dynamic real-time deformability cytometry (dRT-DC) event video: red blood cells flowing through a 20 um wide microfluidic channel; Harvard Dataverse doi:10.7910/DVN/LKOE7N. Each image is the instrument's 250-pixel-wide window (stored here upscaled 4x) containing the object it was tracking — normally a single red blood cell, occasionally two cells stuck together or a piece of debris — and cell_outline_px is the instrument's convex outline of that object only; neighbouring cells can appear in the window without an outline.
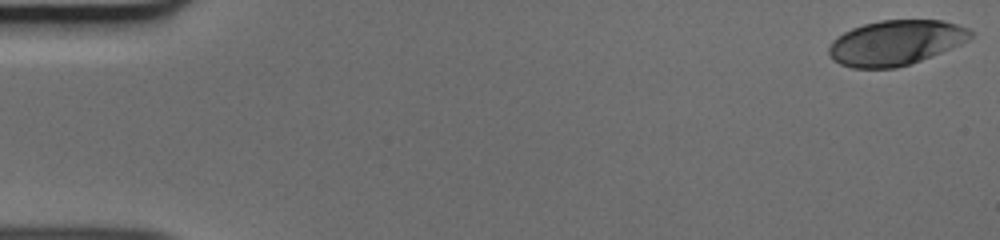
{"species": "human", "species_latin": "Homo sapiens", "temperature_condition": "cold", "stored_images_in_passage": 50, "camera_frame_rate_fps": 3000, "um_per_image_px": 0.085, "donor": {"sex": "male"}, "frame": {"image": 1, "passage_image": 1, "time_ms": 0.0, "image_size_px": [1000, 240], "cell_outline_px": [[972, 36], [968, 40], [960, 44], [932, 56], [896, 68], [852, 68], [840, 64], [832, 60], [828, 52], [828, 48], [832, 40], [844, 32], [852, 28], [864, 24], [880, 20], [944, 20], [968, 28], [972, 32]], "centroid_in_image_um": [76.11, 3.63], "position_along_channel_um": 8.9, "area_um2": 37.11}}
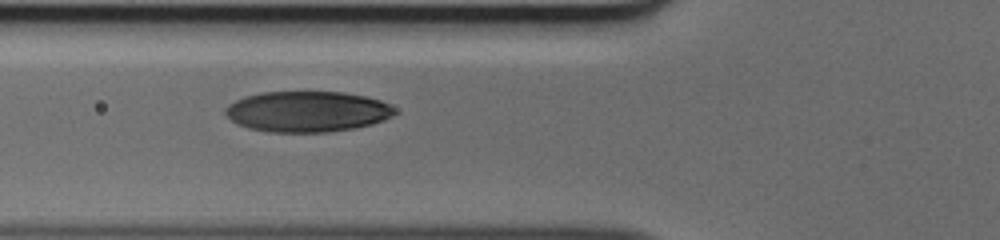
{"frame": {"image": 2, "passage_image": 19, "time_ms": 6.0, "image_size_px": [1000, 240], "cell_outline_px": [[400, 112], [384, 120], [372, 124], [356, 128], [328, 132], [272, 132], [248, 128], [236, 124], [224, 112], [224, 108], [228, 104], [244, 96], [260, 92], [344, 92], [368, 96], [380, 100], [396, 108]], "centroid_in_image_um": [26.14, 9.48], "position_along_channel_um": 99.7, "area_um2": 40.63}}
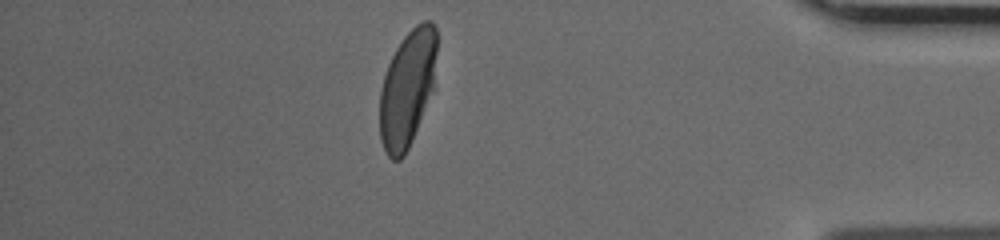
{"frame": {"image": 3, "passage_image": 44, "time_ms": 14.333, "image_size_px": [1000, 240], "cell_outline_px": [[436, 88], [408, 148], [404, 156], [400, 160], [392, 160], [388, 156], [380, 140], [380, 88], [388, 64], [396, 48], [404, 36], [416, 24], [424, 20], [432, 20], [436, 28]], "centroid_in_image_um": [34.66, 7.51], "position_along_channel_um": 400.5, "area_um2": 39.42}}